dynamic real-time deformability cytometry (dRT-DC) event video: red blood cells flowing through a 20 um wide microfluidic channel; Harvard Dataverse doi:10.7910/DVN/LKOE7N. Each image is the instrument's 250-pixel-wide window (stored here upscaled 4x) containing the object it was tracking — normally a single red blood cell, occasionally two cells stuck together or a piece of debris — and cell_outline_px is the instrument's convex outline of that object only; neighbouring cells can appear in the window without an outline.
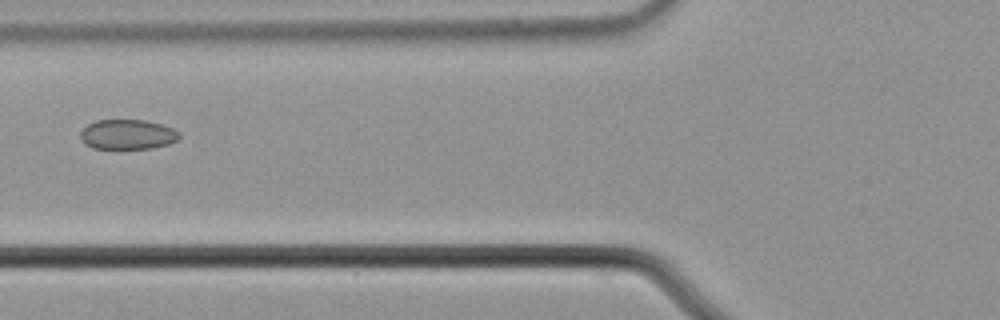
{"species": "common noctule bat (a hibernating species)", "species_latin": "Nyctalus noctula", "temperature_condition": "cold", "stored_images_in_passage": 7, "camera_frame_rate_fps": 3000, "um_per_image_px": 0.085, "animal": {"sex": "male", "body_mass_g": 21.5, "forearm_length_mm": 52.0}, "frame": {"image": 1, "passage_image": 5, "time_ms": 1.333, "image_size_px": [1000, 320], "cell_outline_px": [[180, 136], [176, 140], [168, 144], [152, 148], [92, 148], [84, 144], [80, 140], [80, 132], [88, 124], [96, 120], [144, 120], [160, 124], [172, 128], [180, 132]], "centroid_in_image_um": [10.81, 11.42], "position_along_channel_um": 115.0, "area_um2": 17.17}}
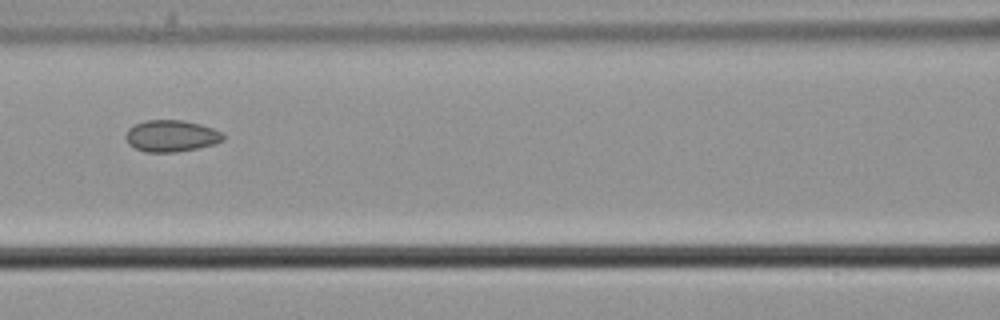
{"frame": {"image": 2, "passage_image": 6, "time_ms": 1.667, "image_size_px": [1000, 320], "cell_outline_px": [[224, 140], [216, 144], [176, 152], [144, 152], [128, 144], [124, 136], [128, 128], [144, 120], [184, 120], [200, 124], [224, 132]], "centroid_in_image_um": [14.56, 11.55], "position_along_channel_um": 152.0, "area_um2": 18.15}}
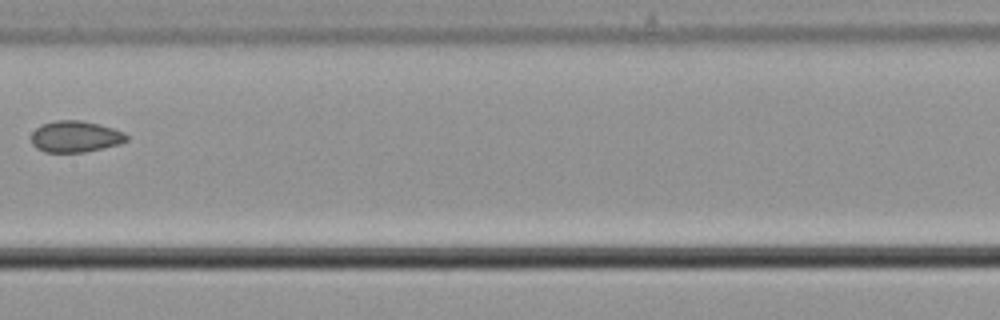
{"frame": {"image": 3, "passage_image": 7, "time_ms": 2.0, "image_size_px": [1000, 320], "cell_outline_px": [[128, 140], [120, 144], [84, 152], [44, 152], [36, 148], [32, 144], [32, 132], [40, 124], [56, 120], [80, 120], [100, 124], [124, 132], [128, 136]], "centroid_in_image_um": [6.4, 11.6], "position_along_channel_um": 201.0, "area_um2": 17.51}}